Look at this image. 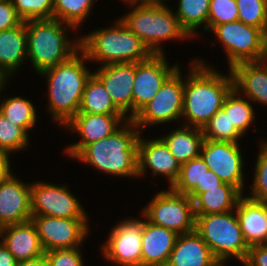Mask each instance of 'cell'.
Wrapping results in <instances>:
<instances>
[{
    "instance_id": "obj_9",
    "label": "cell",
    "mask_w": 267,
    "mask_h": 266,
    "mask_svg": "<svg viewBox=\"0 0 267 266\" xmlns=\"http://www.w3.org/2000/svg\"><path fill=\"white\" fill-rule=\"evenodd\" d=\"M180 66L161 86L157 94L131 119L143 133L161 125L181 124L184 99V71ZM148 128V129H147Z\"/></svg>"
},
{
    "instance_id": "obj_37",
    "label": "cell",
    "mask_w": 267,
    "mask_h": 266,
    "mask_svg": "<svg viewBox=\"0 0 267 266\" xmlns=\"http://www.w3.org/2000/svg\"><path fill=\"white\" fill-rule=\"evenodd\" d=\"M238 20L267 34V0H236Z\"/></svg>"
},
{
    "instance_id": "obj_10",
    "label": "cell",
    "mask_w": 267,
    "mask_h": 266,
    "mask_svg": "<svg viewBox=\"0 0 267 266\" xmlns=\"http://www.w3.org/2000/svg\"><path fill=\"white\" fill-rule=\"evenodd\" d=\"M137 211V217L128 215L117 220L97 248L108 265L142 266V232L146 217L140 209Z\"/></svg>"
},
{
    "instance_id": "obj_3",
    "label": "cell",
    "mask_w": 267,
    "mask_h": 266,
    "mask_svg": "<svg viewBox=\"0 0 267 266\" xmlns=\"http://www.w3.org/2000/svg\"><path fill=\"white\" fill-rule=\"evenodd\" d=\"M140 129L129 119L111 136L86 145L72 160L112 178L137 179Z\"/></svg>"
},
{
    "instance_id": "obj_38",
    "label": "cell",
    "mask_w": 267,
    "mask_h": 266,
    "mask_svg": "<svg viewBox=\"0 0 267 266\" xmlns=\"http://www.w3.org/2000/svg\"><path fill=\"white\" fill-rule=\"evenodd\" d=\"M23 21L53 19V0H11Z\"/></svg>"
},
{
    "instance_id": "obj_28",
    "label": "cell",
    "mask_w": 267,
    "mask_h": 266,
    "mask_svg": "<svg viewBox=\"0 0 267 266\" xmlns=\"http://www.w3.org/2000/svg\"><path fill=\"white\" fill-rule=\"evenodd\" d=\"M243 194L234 186L223 183L219 187L205 189L193 199L195 215L233 211Z\"/></svg>"
},
{
    "instance_id": "obj_30",
    "label": "cell",
    "mask_w": 267,
    "mask_h": 266,
    "mask_svg": "<svg viewBox=\"0 0 267 266\" xmlns=\"http://www.w3.org/2000/svg\"><path fill=\"white\" fill-rule=\"evenodd\" d=\"M222 110L229 116L231 124L246 138L252 130L258 132L255 105L233 88L226 96ZM253 127V128H251ZM250 129V130H249ZM252 129V130H251Z\"/></svg>"
},
{
    "instance_id": "obj_32",
    "label": "cell",
    "mask_w": 267,
    "mask_h": 266,
    "mask_svg": "<svg viewBox=\"0 0 267 266\" xmlns=\"http://www.w3.org/2000/svg\"><path fill=\"white\" fill-rule=\"evenodd\" d=\"M98 0H53V19H58L74 27L79 33L87 29L86 22L96 11L95 5ZM93 14V15H92ZM89 20V21H88ZM84 24V25H83Z\"/></svg>"
},
{
    "instance_id": "obj_8",
    "label": "cell",
    "mask_w": 267,
    "mask_h": 266,
    "mask_svg": "<svg viewBox=\"0 0 267 266\" xmlns=\"http://www.w3.org/2000/svg\"><path fill=\"white\" fill-rule=\"evenodd\" d=\"M208 33L215 36H208L210 46L220 45L224 51L227 69L238 63L267 59V34L261 28L238 20L214 26Z\"/></svg>"
},
{
    "instance_id": "obj_23",
    "label": "cell",
    "mask_w": 267,
    "mask_h": 266,
    "mask_svg": "<svg viewBox=\"0 0 267 266\" xmlns=\"http://www.w3.org/2000/svg\"><path fill=\"white\" fill-rule=\"evenodd\" d=\"M235 213L247 245L267 244V202L249 199L243 195Z\"/></svg>"
},
{
    "instance_id": "obj_45",
    "label": "cell",
    "mask_w": 267,
    "mask_h": 266,
    "mask_svg": "<svg viewBox=\"0 0 267 266\" xmlns=\"http://www.w3.org/2000/svg\"><path fill=\"white\" fill-rule=\"evenodd\" d=\"M12 157L8 155L4 150L0 149V172H12L16 168H13Z\"/></svg>"
},
{
    "instance_id": "obj_26",
    "label": "cell",
    "mask_w": 267,
    "mask_h": 266,
    "mask_svg": "<svg viewBox=\"0 0 267 266\" xmlns=\"http://www.w3.org/2000/svg\"><path fill=\"white\" fill-rule=\"evenodd\" d=\"M176 126L167 128V134L162 132L164 135L160 133L158 136L164 141L179 164L182 165L200 156L204 136L201 128L182 124Z\"/></svg>"
},
{
    "instance_id": "obj_19",
    "label": "cell",
    "mask_w": 267,
    "mask_h": 266,
    "mask_svg": "<svg viewBox=\"0 0 267 266\" xmlns=\"http://www.w3.org/2000/svg\"><path fill=\"white\" fill-rule=\"evenodd\" d=\"M93 74L102 82L114 104L128 119H132L135 63H110L93 67Z\"/></svg>"
},
{
    "instance_id": "obj_17",
    "label": "cell",
    "mask_w": 267,
    "mask_h": 266,
    "mask_svg": "<svg viewBox=\"0 0 267 266\" xmlns=\"http://www.w3.org/2000/svg\"><path fill=\"white\" fill-rule=\"evenodd\" d=\"M151 135L148 137L141 132L138 138V179L143 181L150 173L155 179L159 177L157 182L161 178L167 179L166 185L171 187L179 176L181 165L158 134Z\"/></svg>"
},
{
    "instance_id": "obj_24",
    "label": "cell",
    "mask_w": 267,
    "mask_h": 266,
    "mask_svg": "<svg viewBox=\"0 0 267 266\" xmlns=\"http://www.w3.org/2000/svg\"><path fill=\"white\" fill-rule=\"evenodd\" d=\"M178 234L145 220L142 232V266H166Z\"/></svg>"
},
{
    "instance_id": "obj_15",
    "label": "cell",
    "mask_w": 267,
    "mask_h": 266,
    "mask_svg": "<svg viewBox=\"0 0 267 266\" xmlns=\"http://www.w3.org/2000/svg\"><path fill=\"white\" fill-rule=\"evenodd\" d=\"M125 114H90L78 112L60 129L67 131L75 138L76 142L66 143L62 154L68 159H73L86 145L111 136L127 121ZM65 129V131H64ZM72 132V133H71Z\"/></svg>"
},
{
    "instance_id": "obj_36",
    "label": "cell",
    "mask_w": 267,
    "mask_h": 266,
    "mask_svg": "<svg viewBox=\"0 0 267 266\" xmlns=\"http://www.w3.org/2000/svg\"><path fill=\"white\" fill-rule=\"evenodd\" d=\"M208 169L201 156L193 158L181 165L179 176L170 188L188 195L195 187H202V178Z\"/></svg>"
},
{
    "instance_id": "obj_21",
    "label": "cell",
    "mask_w": 267,
    "mask_h": 266,
    "mask_svg": "<svg viewBox=\"0 0 267 266\" xmlns=\"http://www.w3.org/2000/svg\"><path fill=\"white\" fill-rule=\"evenodd\" d=\"M26 64L27 29L23 21L19 26L0 31V73L12 83L19 72L23 74Z\"/></svg>"
},
{
    "instance_id": "obj_31",
    "label": "cell",
    "mask_w": 267,
    "mask_h": 266,
    "mask_svg": "<svg viewBox=\"0 0 267 266\" xmlns=\"http://www.w3.org/2000/svg\"><path fill=\"white\" fill-rule=\"evenodd\" d=\"M78 112L90 114H124L114 104L104 85L94 74L86 82Z\"/></svg>"
},
{
    "instance_id": "obj_22",
    "label": "cell",
    "mask_w": 267,
    "mask_h": 266,
    "mask_svg": "<svg viewBox=\"0 0 267 266\" xmlns=\"http://www.w3.org/2000/svg\"><path fill=\"white\" fill-rule=\"evenodd\" d=\"M0 241L18 262L38 258L45 253L31 220L4 226L0 231Z\"/></svg>"
},
{
    "instance_id": "obj_43",
    "label": "cell",
    "mask_w": 267,
    "mask_h": 266,
    "mask_svg": "<svg viewBox=\"0 0 267 266\" xmlns=\"http://www.w3.org/2000/svg\"><path fill=\"white\" fill-rule=\"evenodd\" d=\"M224 182L211 170H207L202 178V187H195L188 196L193 200L198 194L205 192V189L219 187Z\"/></svg>"
},
{
    "instance_id": "obj_52",
    "label": "cell",
    "mask_w": 267,
    "mask_h": 266,
    "mask_svg": "<svg viewBox=\"0 0 267 266\" xmlns=\"http://www.w3.org/2000/svg\"><path fill=\"white\" fill-rule=\"evenodd\" d=\"M4 226L0 223V231H1V229L3 228Z\"/></svg>"
},
{
    "instance_id": "obj_46",
    "label": "cell",
    "mask_w": 267,
    "mask_h": 266,
    "mask_svg": "<svg viewBox=\"0 0 267 266\" xmlns=\"http://www.w3.org/2000/svg\"><path fill=\"white\" fill-rule=\"evenodd\" d=\"M17 266H49L45 254L31 260H23L17 263Z\"/></svg>"
},
{
    "instance_id": "obj_5",
    "label": "cell",
    "mask_w": 267,
    "mask_h": 266,
    "mask_svg": "<svg viewBox=\"0 0 267 266\" xmlns=\"http://www.w3.org/2000/svg\"><path fill=\"white\" fill-rule=\"evenodd\" d=\"M24 22L27 29V65L29 62L36 76L69 60L80 50V33L71 25L58 19Z\"/></svg>"
},
{
    "instance_id": "obj_51",
    "label": "cell",
    "mask_w": 267,
    "mask_h": 266,
    "mask_svg": "<svg viewBox=\"0 0 267 266\" xmlns=\"http://www.w3.org/2000/svg\"><path fill=\"white\" fill-rule=\"evenodd\" d=\"M228 264H224V263H218L216 266H227ZM229 266V265H228Z\"/></svg>"
},
{
    "instance_id": "obj_18",
    "label": "cell",
    "mask_w": 267,
    "mask_h": 266,
    "mask_svg": "<svg viewBox=\"0 0 267 266\" xmlns=\"http://www.w3.org/2000/svg\"><path fill=\"white\" fill-rule=\"evenodd\" d=\"M30 181L12 171L0 180V223L3 226L31 220Z\"/></svg>"
},
{
    "instance_id": "obj_13",
    "label": "cell",
    "mask_w": 267,
    "mask_h": 266,
    "mask_svg": "<svg viewBox=\"0 0 267 266\" xmlns=\"http://www.w3.org/2000/svg\"><path fill=\"white\" fill-rule=\"evenodd\" d=\"M242 142L203 141L200 156L208 166L224 183L236 187L243 195L247 189L246 171ZM246 170V171H245Z\"/></svg>"
},
{
    "instance_id": "obj_12",
    "label": "cell",
    "mask_w": 267,
    "mask_h": 266,
    "mask_svg": "<svg viewBox=\"0 0 267 266\" xmlns=\"http://www.w3.org/2000/svg\"><path fill=\"white\" fill-rule=\"evenodd\" d=\"M67 183H52L38 179L30 181L32 215L61 218H91L89 211Z\"/></svg>"
},
{
    "instance_id": "obj_33",
    "label": "cell",
    "mask_w": 267,
    "mask_h": 266,
    "mask_svg": "<svg viewBox=\"0 0 267 266\" xmlns=\"http://www.w3.org/2000/svg\"><path fill=\"white\" fill-rule=\"evenodd\" d=\"M258 142V143H257ZM258 148V154L255 156L254 168H250L253 171L252 182L248 180L246 193L244 194L249 199L267 202V138L264 136L256 141ZM251 182V183H250ZM250 191V192H249ZM249 192V193H247Z\"/></svg>"
},
{
    "instance_id": "obj_42",
    "label": "cell",
    "mask_w": 267,
    "mask_h": 266,
    "mask_svg": "<svg viewBox=\"0 0 267 266\" xmlns=\"http://www.w3.org/2000/svg\"><path fill=\"white\" fill-rule=\"evenodd\" d=\"M243 266H267V244L253 245L249 251Z\"/></svg>"
},
{
    "instance_id": "obj_20",
    "label": "cell",
    "mask_w": 267,
    "mask_h": 266,
    "mask_svg": "<svg viewBox=\"0 0 267 266\" xmlns=\"http://www.w3.org/2000/svg\"><path fill=\"white\" fill-rule=\"evenodd\" d=\"M234 88L255 106L267 109V59L242 62L230 69Z\"/></svg>"
},
{
    "instance_id": "obj_2",
    "label": "cell",
    "mask_w": 267,
    "mask_h": 266,
    "mask_svg": "<svg viewBox=\"0 0 267 266\" xmlns=\"http://www.w3.org/2000/svg\"><path fill=\"white\" fill-rule=\"evenodd\" d=\"M86 55L79 50L69 60L44 70L37 78L44 80L46 114L60 131L80 107L87 80L93 74V66ZM92 67V68H90ZM46 97V98H45Z\"/></svg>"
},
{
    "instance_id": "obj_49",
    "label": "cell",
    "mask_w": 267,
    "mask_h": 266,
    "mask_svg": "<svg viewBox=\"0 0 267 266\" xmlns=\"http://www.w3.org/2000/svg\"><path fill=\"white\" fill-rule=\"evenodd\" d=\"M11 172H0V180L3 178V177H6L10 174Z\"/></svg>"
},
{
    "instance_id": "obj_6",
    "label": "cell",
    "mask_w": 267,
    "mask_h": 266,
    "mask_svg": "<svg viewBox=\"0 0 267 266\" xmlns=\"http://www.w3.org/2000/svg\"><path fill=\"white\" fill-rule=\"evenodd\" d=\"M110 26L93 28L88 33L80 32V50L94 66L110 63H137L148 59L152 52L117 17Z\"/></svg>"
},
{
    "instance_id": "obj_7",
    "label": "cell",
    "mask_w": 267,
    "mask_h": 266,
    "mask_svg": "<svg viewBox=\"0 0 267 266\" xmlns=\"http://www.w3.org/2000/svg\"><path fill=\"white\" fill-rule=\"evenodd\" d=\"M195 231L220 263H234V259L236 264L245 261L249 246L243 238L235 210L195 215Z\"/></svg>"
},
{
    "instance_id": "obj_11",
    "label": "cell",
    "mask_w": 267,
    "mask_h": 266,
    "mask_svg": "<svg viewBox=\"0 0 267 266\" xmlns=\"http://www.w3.org/2000/svg\"><path fill=\"white\" fill-rule=\"evenodd\" d=\"M153 197L140 208L146 220L178 235L195 231L193 200L170 187L154 191Z\"/></svg>"
},
{
    "instance_id": "obj_4",
    "label": "cell",
    "mask_w": 267,
    "mask_h": 266,
    "mask_svg": "<svg viewBox=\"0 0 267 266\" xmlns=\"http://www.w3.org/2000/svg\"><path fill=\"white\" fill-rule=\"evenodd\" d=\"M122 5L128 9L118 17L142 40L152 54H167L165 47L169 42H181L182 45L193 41L180 25L172 5L139 1Z\"/></svg>"
},
{
    "instance_id": "obj_16",
    "label": "cell",
    "mask_w": 267,
    "mask_h": 266,
    "mask_svg": "<svg viewBox=\"0 0 267 266\" xmlns=\"http://www.w3.org/2000/svg\"><path fill=\"white\" fill-rule=\"evenodd\" d=\"M168 60V54H152L148 59L135 63L132 118L157 94L164 82L182 65L178 61L172 64Z\"/></svg>"
},
{
    "instance_id": "obj_41",
    "label": "cell",
    "mask_w": 267,
    "mask_h": 266,
    "mask_svg": "<svg viewBox=\"0 0 267 266\" xmlns=\"http://www.w3.org/2000/svg\"><path fill=\"white\" fill-rule=\"evenodd\" d=\"M23 20L11 0H0V31L19 26Z\"/></svg>"
},
{
    "instance_id": "obj_25",
    "label": "cell",
    "mask_w": 267,
    "mask_h": 266,
    "mask_svg": "<svg viewBox=\"0 0 267 266\" xmlns=\"http://www.w3.org/2000/svg\"><path fill=\"white\" fill-rule=\"evenodd\" d=\"M207 243L196 232L178 235L166 266H216Z\"/></svg>"
},
{
    "instance_id": "obj_1",
    "label": "cell",
    "mask_w": 267,
    "mask_h": 266,
    "mask_svg": "<svg viewBox=\"0 0 267 266\" xmlns=\"http://www.w3.org/2000/svg\"><path fill=\"white\" fill-rule=\"evenodd\" d=\"M195 57V58H194ZM190 57L184 73V99L181 124L203 128L223 107L224 100L234 88L230 69L220 71L204 56Z\"/></svg>"
},
{
    "instance_id": "obj_14",
    "label": "cell",
    "mask_w": 267,
    "mask_h": 266,
    "mask_svg": "<svg viewBox=\"0 0 267 266\" xmlns=\"http://www.w3.org/2000/svg\"><path fill=\"white\" fill-rule=\"evenodd\" d=\"M31 221L36 227L44 252L84 247L93 231L90 218L32 215Z\"/></svg>"
},
{
    "instance_id": "obj_35",
    "label": "cell",
    "mask_w": 267,
    "mask_h": 266,
    "mask_svg": "<svg viewBox=\"0 0 267 266\" xmlns=\"http://www.w3.org/2000/svg\"><path fill=\"white\" fill-rule=\"evenodd\" d=\"M202 132L204 139L210 141L244 142L245 139L222 109L203 126Z\"/></svg>"
},
{
    "instance_id": "obj_34",
    "label": "cell",
    "mask_w": 267,
    "mask_h": 266,
    "mask_svg": "<svg viewBox=\"0 0 267 266\" xmlns=\"http://www.w3.org/2000/svg\"><path fill=\"white\" fill-rule=\"evenodd\" d=\"M31 143V137L0 112V149L13 157L16 153H23L30 149Z\"/></svg>"
},
{
    "instance_id": "obj_39",
    "label": "cell",
    "mask_w": 267,
    "mask_h": 266,
    "mask_svg": "<svg viewBox=\"0 0 267 266\" xmlns=\"http://www.w3.org/2000/svg\"><path fill=\"white\" fill-rule=\"evenodd\" d=\"M238 21L236 0H210L208 32L217 25Z\"/></svg>"
},
{
    "instance_id": "obj_50",
    "label": "cell",
    "mask_w": 267,
    "mask_h": 266,
    "mask_svg": "<svg viewBox=\"0 0 267 266\" xmlns=\"http://www.w3.org/2000/svg\"><path fill=\"white\" fill-rule=\"evenodd\" d=\"M121 1L122 3H127V2H136V1H139L140 0H118V2Z\"/></svg>"
},
{
    "instance_id": "obj_48",
    "label": "cell",
    "mask_w": 267,
    "mask_h": 266,
    "mask_svg": "<svg viewBox=\"0 0 267 266\" xmlns=\"http://www.w3.org/2000/svg\"><path fill=\"white\" fill-rule=\"evenodd\" d=\"M7 82L8 80L0 73V91Z\"/></svg>"
},
{
    "instance_id": "obj_40",
    "label": "cell",
    "mask_w": 267,
    "mask_h": 266,
    "mask_svg": "<svg viewBox=\"0 0 267 266\" xmlns=\"http://www.w3.org/2000/svg\"><path fill=\"white\" fill-rule=\"evenodd\" d=\"M84 248L49 250L44 254L49 266H86L88 261L84 260Z\"/></svg>"
},
{
    "instance_id": "obj_27",
    "label": "cell",
    "mask_w": 267,
    "mask_h": 266,
    "mask_svg": "<svg viewBox=\"0 0 267 266\" xmlns=\"http://www.w3.org/2000/svg\"><path fill=\"white\" fill-rule=\"evenodd\" d=\"M8 81L0 91V112L13 124L20 126L30 137L38 124L40 118L37 105L29 97H23L18 93L7 96ZM32 100V101H31ZM35 104V105H34ZM38 114V115H37ZM34 129V130H33ZM32 131V132H31Z\"/></svg>"
},
{
    "instance_id": "obj_44",
    "label": "cell",
    "mask_w": 267,
    "mask_h": 266,
    "mask_svg": "<svg viewBox=\"0 0 267 266\" xmlns=\"http://www.w3.org/2000/svg\"><path fill=\"white\" fill-rule=\"evenodd\" d=\"M18 261L0 241V266H17Z\"/></svg>"
},
{
    "instance_id": "obj_47",
    "label": "cell",
    "mask_w": 267,
    "mask_h": 266,
    "mask_svg": "<svg viewBox=\"0 0 267 266\" xmlns=\"http://www.w3.org/2000/svg\"><path fill=\"white\" fill-rule=\"evenodd\" d=\"M173 0H140V2H147V3H163V4H170Z\"/></svg>"
},
{
    "instance_id": "obj_29",
    "label": "cell",
    "mask_w": 267,
    "mask_h": 266,
    "mask_svg": "<svg viewBox=\"0 0 267 266\" xmlns=\"http://www.w3.org/2000/svg\"><path fill=\"white\" fill-rule=\"evenodd\" d=\"M174 1L170 4L173 3L175 7L172 6V9L180 25L193 40L199 41L203 34L208 33L210 0H176L177 5H174Z\"/></svg>"
}]
</instances>
